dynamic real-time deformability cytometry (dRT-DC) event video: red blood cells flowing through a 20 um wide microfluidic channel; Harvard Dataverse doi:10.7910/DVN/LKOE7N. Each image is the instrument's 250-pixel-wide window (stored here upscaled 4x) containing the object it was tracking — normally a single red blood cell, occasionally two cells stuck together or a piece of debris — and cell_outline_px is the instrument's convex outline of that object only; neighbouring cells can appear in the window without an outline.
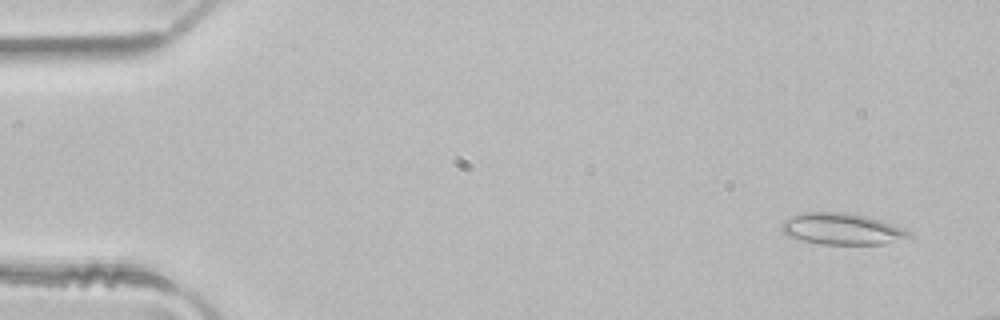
{"species": "common noctule bat (a hibernating species)", "species_latin": "Nyctalus noctula", "temperature_condition": "room temperature", "stored_images_in_passage": 45, "camera_frame_rate_fps": 3000, "um_per_image_px": 0.085, "animal": {"sex": "male", "body_mass_g": 21.5, "forearm_length_mm": 52.0}, "frame": {"image": 1, "passage_image": 2, "time_ms": 0.333, "image_size_px": [1000, 320], "cell_outline_px": [[912, 236], [880, 244], [820, 244], [788, 236], [780, 228], [780, 224], [784, 220], [792, 216], [804, 212], [840, 212], [868, 216], [880, 220], [912, 232]], "centroid_in_image_um": [71.52, 19.45], "position_along_channel_um": 13.5, "area_um2": 23.0}}
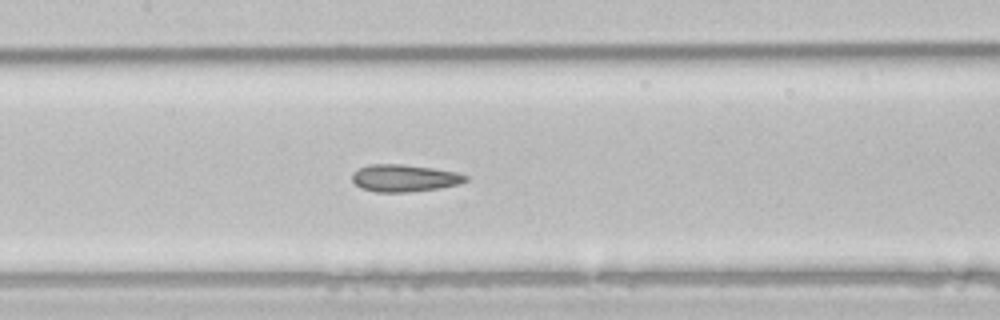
{"frame": {"image": 2, "passage_image": 22, "time_ms": 7.0, "image_size_px": [1000, 320], "cell_outline_px": [[468, 180], [460, 184], [440, 188], [408, 192], [376, 192], [360, 188], [352, 180], [352, 172], [368, 164], [404, 164], [432, 168], [456, 172], [468, 176]], "centroid_in_image_um": [34.36, 15.14], "position_along_channel_um": 173.0, "area_um2": 18.09}}
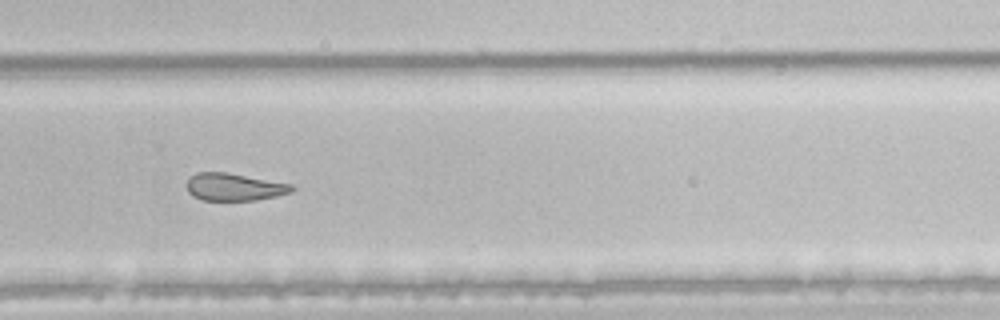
{"frame": {"image": 3, "passage_image": 32, "time_ms": 10.333, "image_size_px": [1000, 320], "cell_outline_px": [[296, 188], [292, 192], [276, 196], [256, 200], [204, 200], [188, 192], [188, 180], [196, 172], [224, 172], [292, 184]], "centroid_in_image_um": [19.95, 15.89], "position_along_channel_um": 309.8, "area_um2": 16.53}, "authors_computed_cell_mechanics": {"area_um2": 19.1896, "velocity_mm_per_s": 4.1324, "shape_relaxation_time_tau1_ms": null, "shape_relaxation_time_tau2_ms": 4.0663, "deformation_change_tau1": null, "deformation_change_tau2": 0.1072}}